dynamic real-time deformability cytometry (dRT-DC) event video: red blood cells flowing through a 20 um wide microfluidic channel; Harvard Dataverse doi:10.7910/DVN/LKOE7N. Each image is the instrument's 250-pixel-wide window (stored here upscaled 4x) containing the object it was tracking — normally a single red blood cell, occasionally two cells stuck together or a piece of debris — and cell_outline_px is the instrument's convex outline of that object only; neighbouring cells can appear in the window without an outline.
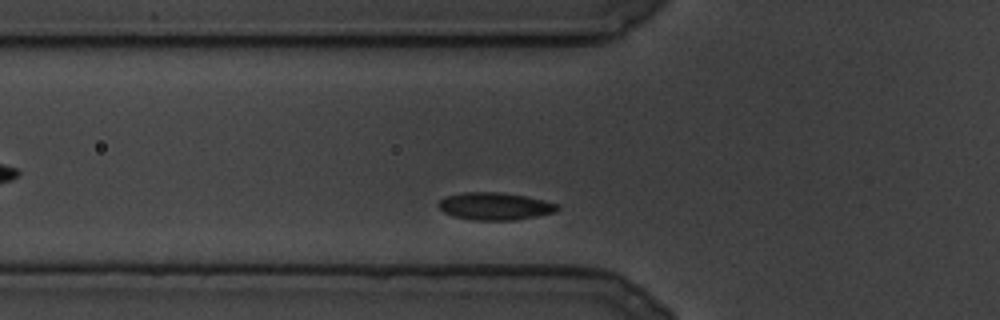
{"species": "common noctule bat (a hibernating species)", "species_latin": "Nyctalus noctula", "temperature_condition": "cold", "stored_images_in_passage": 72, "camera_frame_rate_fps": 3000, "um_per_image_px": 0.085, "animal": {"sex": "male", "body_mass_g": 19.5, "forearm_length_mm": 54.6}, "frame": {"image": 1, "passage_image": 8, "time_ms": 2.333, "image_size_px": [1000, 320], "cell_outline_px": [[560, 208], [556, 212], [536, 216], [512, 220], [472, 220], [452, 216], [444, 212], [436, 204], [440, 200], [448, 196], [464, 192], [500, 192], [524, 196], [544, 200], [556, 204]], "centroid_in_image_um": [42.05, 17.53], "position_along_channel_um": 83.8, "area_um2": 18.9}}
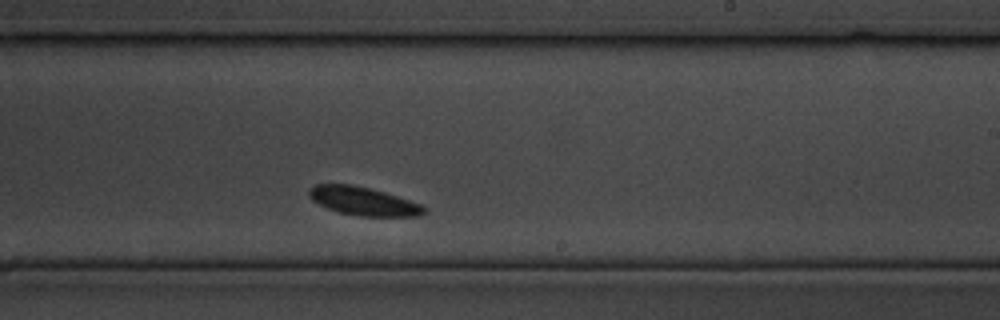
{"frame": {"image": 2, "passage_image": 39, "time_ms": 12.667, "image_size_px": [1000, 320], "cell_outline_px": [[424, 212], [420, 216], [360, 216], [340, 212], [328, 208], [312, 200], [308, 196], [308, 188], [312, 184], [352, 184], [384, 192], [420, 204], [424, 208]], "centroid_in_image_um": [30.81, 17.08], "position_along_channel_um": 258.2, "area_um2": 18.79}}
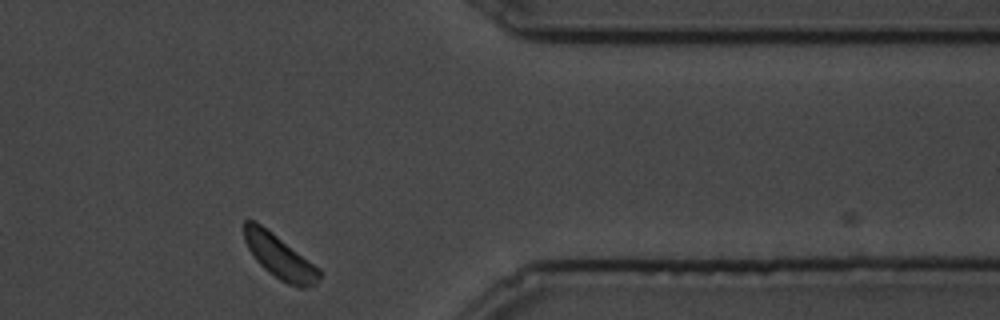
{"frame": {"image": 3, "passage_image": 64, "time_ms": 21.0, "image_size_px": [1000, 320], "cell_outline_px": [[320, 276], [316, 284], [304, 288], [300, 288], [288, 284], [280, 280], [268, 272], [256, 260], [248, 248], [244, 240], [244, 220], [256, 220], [320, 268]], "centroid_in_image_um": [23.76, 21.81], "position_along_channel_um": 387.6, "area_um2": 19.13}}